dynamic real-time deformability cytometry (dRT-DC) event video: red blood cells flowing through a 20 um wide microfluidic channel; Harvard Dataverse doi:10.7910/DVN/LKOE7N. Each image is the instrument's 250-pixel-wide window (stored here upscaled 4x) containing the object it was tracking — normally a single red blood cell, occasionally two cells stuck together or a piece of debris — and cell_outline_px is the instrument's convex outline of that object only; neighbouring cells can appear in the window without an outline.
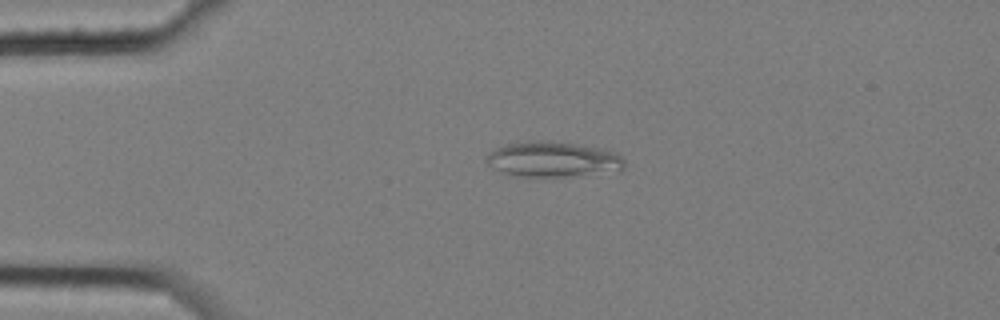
{"species": "common noctule bat (a hibernating species)", "species_latin": "Nyctalus noctula", "temperature_condition": "cold", "stored_images_in_passage": 5, "camera_frame_rate_fps": 3000, "um_per_image_px": 0.085, "animal": {"sex": "female", "body_mass_g": 25.1}, "frame": {"image": 1, "passage_image": 3, "time_ms": 0.667, "image_size_px": [1000, 320], "cell_outline_px": [[624, 168], [620, 172], [576, 176], [508, 176], [492, 168], [488, 164], [488, 152], [496, 148], [508, 144], [528, 140], [544, 140], [576, 144], [604, 148], [616, 152], [624, 160]], "centroid_in_image_um": [47.05, 13.55], "position_along_channel_um": 38.0, "area_um2": 28.96}}